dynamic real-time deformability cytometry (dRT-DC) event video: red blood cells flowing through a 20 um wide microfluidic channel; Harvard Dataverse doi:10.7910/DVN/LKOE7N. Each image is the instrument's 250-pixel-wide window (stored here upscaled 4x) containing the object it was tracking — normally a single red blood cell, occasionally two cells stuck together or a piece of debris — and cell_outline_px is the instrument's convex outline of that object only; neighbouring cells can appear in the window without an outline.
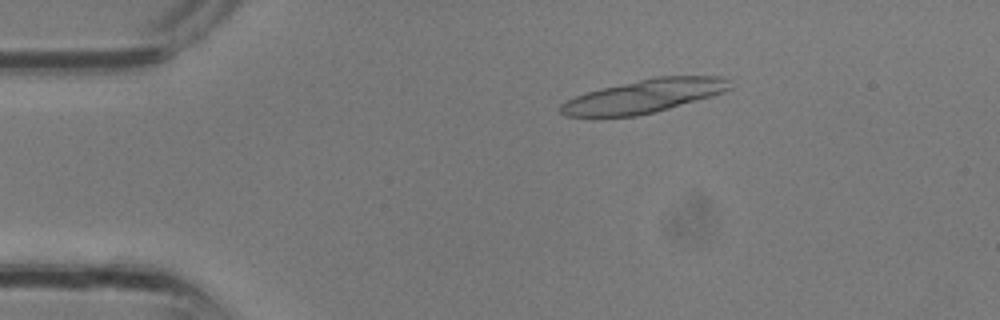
{"species": "common noctule bat (a hibernating species)", "species_latin": "Nyctalus noctula", "temperature_condition": "room temperature", "stored_images_in_passage": 28, "segment_of_instrument_passage": [1, 2], "camera_frame_rate_fps": 3000, "um_per_image_px": 0.085, "animal": {"sex": "male", "body_mass_g": 13.3}, "frame": {"image": 1, "passage_image": 1, "time_ms": 0.0, "image_size_px": [1000, 320], "cell_outline_px": [[732, 88], [724, 92], [712, 96], [668, 108], [636, 116], [568, 116], [560, 112], [560, 104], [576, 96], [600, 88], [656, 76], [720, 76], [728, 80]], "centroid_in_image_um": [54.77, 8.15], "position_along_channel_um": 30.2, "area_um2": 32.48}}